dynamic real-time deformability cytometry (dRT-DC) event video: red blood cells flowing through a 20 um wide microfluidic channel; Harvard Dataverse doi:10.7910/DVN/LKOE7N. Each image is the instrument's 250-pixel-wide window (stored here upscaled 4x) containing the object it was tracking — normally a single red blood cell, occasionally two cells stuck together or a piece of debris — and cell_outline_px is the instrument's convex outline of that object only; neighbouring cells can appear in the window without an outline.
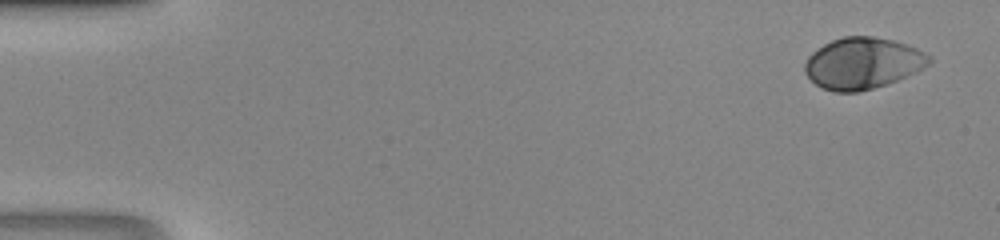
{"species": "human", "species_latin": "Homo sapiens", "temperature_condition": "room temperature", "stored_images_in_passage": 46, "camera_frame_rate_fps": 3000, "um_per_image_px": 0.085, "donor": {"sex": "male"}, "frame": {"image": 1, "passage_image": 1, "time_ms": 0.0, "image_size_px": [1000, 240], "cell_outline_px": [[932, 60], [924, 68], [916, 72], [896, 80], [860, 92], [832, 92], [820, 88], [804, 72], [804, 64], [808, 56], [812, 52], [824, 44], [832, 40], [844, 36], [872, 36], [892, 40], [908, 44], [932, 56]], "centroid_in_image_um": [73.32, 5.37], "position_along_channel_um": 11.7, "area_um2": 37.28}}
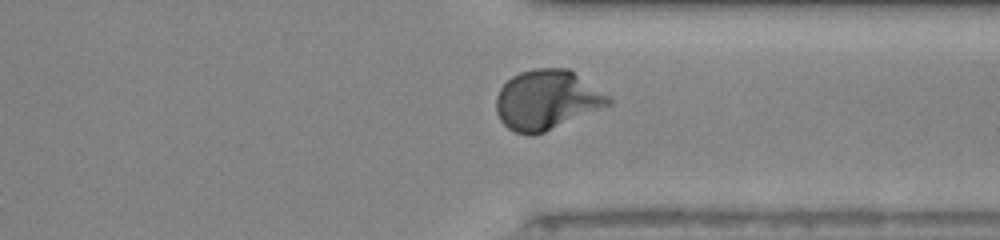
{"frame": {"image": 2, "passage_image": 35, "time_ms": 11.333, "image_size_px": [1000, 240], "cell_outline_px": [[612, 104], [544, 132], [532, 136], [528, 136], [516, 132], [508, 128], [500, 120], [496, 112], [496, 96], [500, 88], [512, 76], [520, 72], [536, 68], [568, 68], [608, 96], [612, 100]], "centroid_in_image_um": [46.44, 8.5], "position_along_channel_um": 365.0, "area_um2": 38.78}}
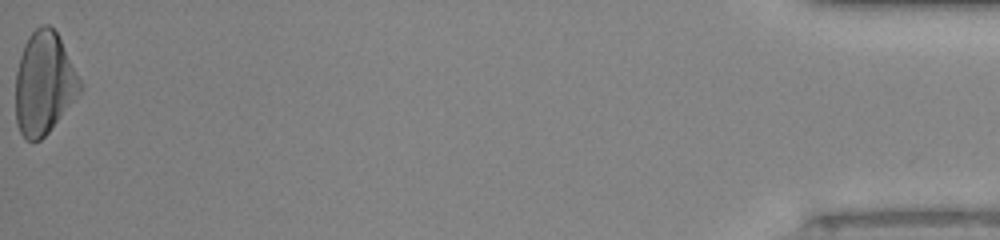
{"frame": {"image": 3, "passage_image": 46, "time_ms": 15.0, "image_size_px": [1000, 240], "cell_outline_px": [[84, 88], [48, 132], [40, 140], [24, 140], [16, 124], [16, 72], [20, 56], [24, 44], [28, 36], [40, 24], [48, 24], [56, 32], [84, 84]], "centroid_in_image_um": [3.75, 7.08], "position_along_channel_um": 431.5, "area_um2": 38.49}}